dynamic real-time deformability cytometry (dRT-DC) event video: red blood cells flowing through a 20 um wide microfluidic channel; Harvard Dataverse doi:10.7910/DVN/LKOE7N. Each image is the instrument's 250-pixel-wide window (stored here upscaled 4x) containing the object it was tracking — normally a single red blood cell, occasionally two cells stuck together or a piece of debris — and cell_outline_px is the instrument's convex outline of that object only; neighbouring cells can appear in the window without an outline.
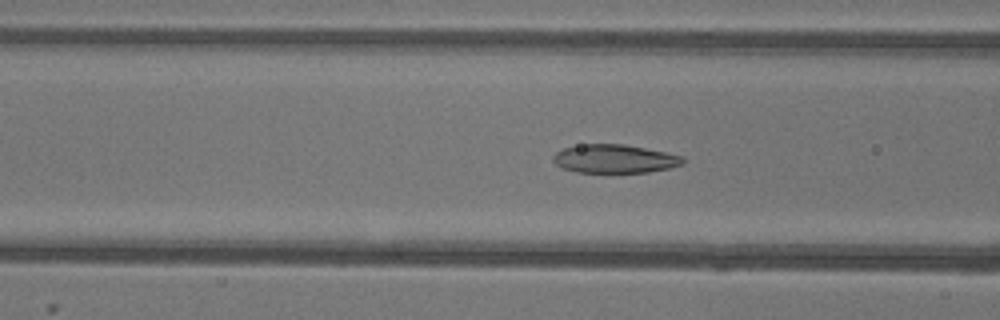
{"species": "common noctule bat (a hibernating species)", "species_latin": "Nyctalus noctula", "temperature_condition": "warm", "stored_images_in_passage": 51, "camera_frame_rate_fps": 3000, "um_per_image_px": 0.085, "animal": {"sex": "female"}, "frame": {"image": 1, "passage_image": 19, "time_ms": 6.0, "image_size_px": [1000, 320], "cell_outline_px": [[684, 164], [668, 168], [648, 172], [576, 172], [564, 168], [556, 164], [552, 160], [552, 156], [556, 152], [564, 148], [580, 144], [624, 144], [684, 156]], "centroid_in_image_um": [52.23, 13.49], "position_along_channel_um": 114.4, "area_um2": 21.44}}
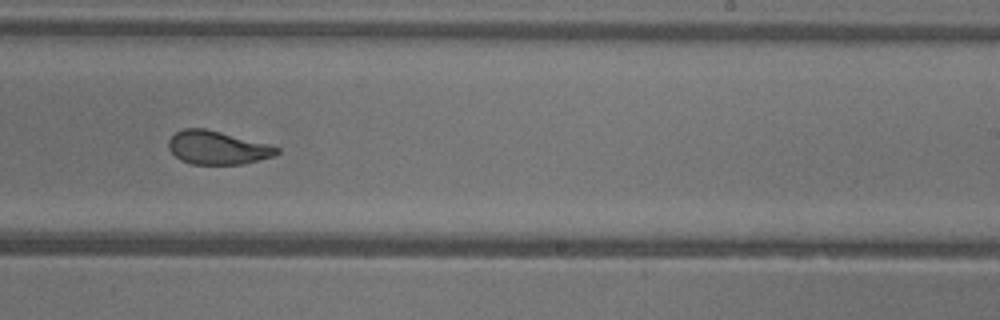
{"frame": {"image": 2, "passage_image": 31, "time_ms": 10.0, "image_size_px": [1000, 320], "cell_outline_px": [[280, 152], [276, 156], [244, 164], [192, 164], [180, 160], [168, 148], [168, 140], [176, 132], [184, 128], [204, 128], [268, 144], [280, 148]], "centroid_in_image_um": [18.49, 12.56], "position_along_channel_um": 270.5, "area_um2": 21.04}}
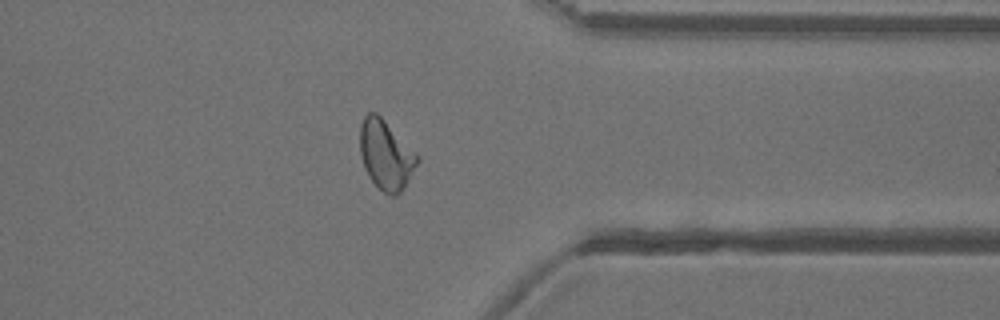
{"frame": {"image": 3, "passage_image": 40, "time_ms": 13.0, "image_size_px": [1000, 320], "cell_outline_px": [[420, 160], [400, 192], [396, 196], [388, 196], [368, 176], [364, 168], [360, 156], [360, 124], [364, 116], [368, 112], [376, 112], [420, 156]], "centroid_in_image_um": [32.79, 13.15], "position_along_channel_um": 378.6, "area_um2": 23.06}, "authors_computed_cell_mechanics": {"area_um2": 23.0044, "velocity_mm_per_s": 3.9054, "shape_relaxation_time_tau1_ms": 5.7983, "shape_relaxation_time_tau2_ms": 1.1921, "deformation_change_tau1": 0.1912, "deformation_change_tau2": 0.0733}}